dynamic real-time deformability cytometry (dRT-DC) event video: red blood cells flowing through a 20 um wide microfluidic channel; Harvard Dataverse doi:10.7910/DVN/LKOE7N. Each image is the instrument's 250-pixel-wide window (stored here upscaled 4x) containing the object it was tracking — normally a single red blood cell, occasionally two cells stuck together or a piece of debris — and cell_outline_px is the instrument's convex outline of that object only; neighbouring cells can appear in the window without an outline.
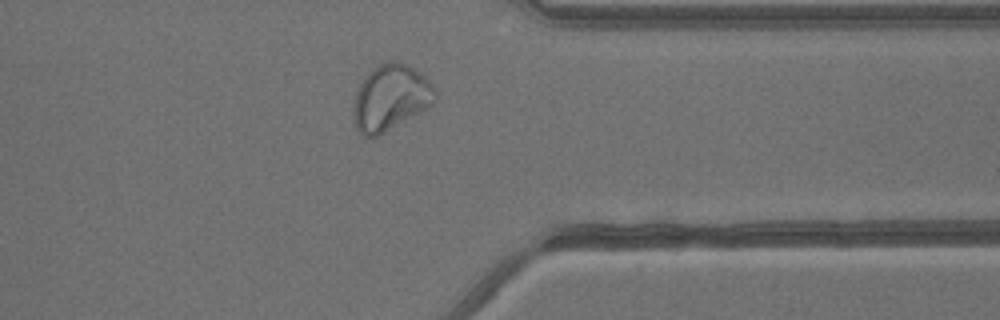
{"species": "common noctule bat (a hibernating species)", "species_latin": "Nyctalus noctula", "temperature_condition": "warm", "stored_images_in_passage": 29, "camera_frame_rate_fps": 3000, "um_per_image_px": 0.085, "animal": {"sex": "male", "body_mass_g": 13.3}, "frame": {"image": 1, "passage_image": 25, "time_ms": 8.0, "image_size_px": [1000, 320], "cell_outline_px": [[436, 100], [428, 108], [384, 132], [376, 136], [364, 136], [356, 128], [352, 116], [356, 92], [364, 76], [372, 68], [380, 64], [392, 60], [396, 60], [408, 64], [420, 72], [436, 88]], "centroid_in_image_um": [33.2, 8.27], "position_along_channel_um": 378.2, "area_um2": 31.39}}